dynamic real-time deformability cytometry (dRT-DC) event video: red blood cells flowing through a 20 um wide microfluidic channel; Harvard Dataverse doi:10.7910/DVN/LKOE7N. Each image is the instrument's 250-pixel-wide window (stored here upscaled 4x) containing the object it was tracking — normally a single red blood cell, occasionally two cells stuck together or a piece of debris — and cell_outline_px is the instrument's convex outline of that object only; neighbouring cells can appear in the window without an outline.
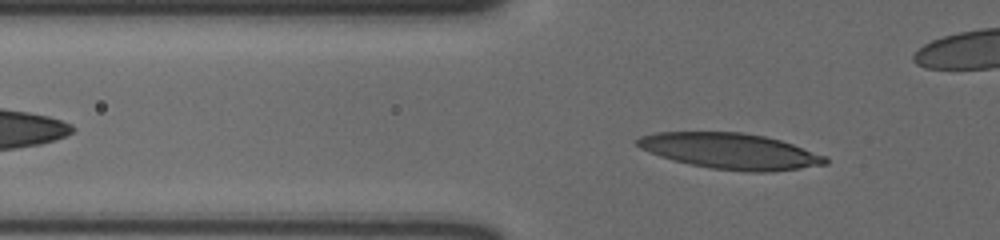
{"species": "human", "species_latin": "Homo sapiens", "temperature_condition": "cold", "stored_images_in_passage": 15, "segment_of_instrument_passage": [1, 2], "camera_frame_rate_fps": 3000, "um_per_image_px": 0.085, "donor": {"sex": "male"}, "frame": {"image": 1, "passage_image": 4, "time_ms": 1.0, "image_size_px": [1000, 240], "cell_outline_px": [[828, 164], [800, 168], [768, 172], [748, 172], [712, 168], [672, 160], [660, 156], [640, 148], [636, 144], [636, 140], [640, 136], [656, 132], [740, 132], [764, 136], [780, 140], [792, 144], [824, 156], [828, 160]], "centroid_in_image_um": [62.06, 12.84], "position_along_channel_um": 63.7, "area_um2": 38.9}}
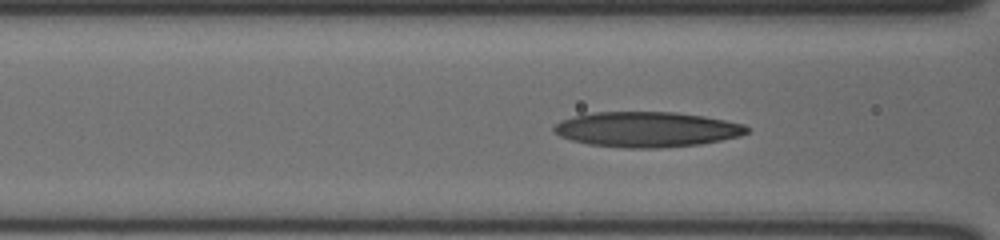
{"frame": {"image": 2, "passage_image": 9, "time_ms": 2.667, "image_size_px": [1000, 240], "cell_outline_px": [[748, 132], [740, 136], [700, 144], [660, 148], [624, 148], [588, 144], [572, 140], [560, 136], [552, 128], [560, 120], [592, 112], [676, 112], [704, 116], [744, 124], [748, 128]], "centroid_in_image_um": [54.97, 11.0], "position_along_channel_um": 111.6, "area_um2": 39.54}}
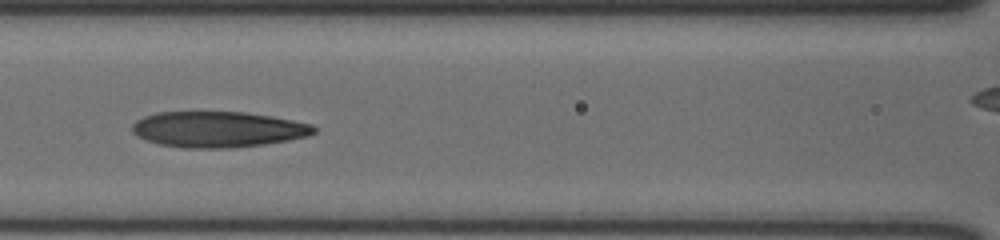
{"frame": {"image": 3, "passage_image": 12, "time_ms": 3.667, "image_size_px": [1000, 240], "cell_outline_px": [[316, 132], [308, 136], [288, 140], [264, 144], [228, 148], [184, 148], [160, 144], [136, 136], [132, 132], [132, 124], [136, 120], [144, 116], [156, 112], [244, 112], [292, 120], [312, 124], [316, 128]], "centroid_in_image_um": [18.5, 10.99], "position_along_channel_um": 148.1, "area_um2": 37.86}}